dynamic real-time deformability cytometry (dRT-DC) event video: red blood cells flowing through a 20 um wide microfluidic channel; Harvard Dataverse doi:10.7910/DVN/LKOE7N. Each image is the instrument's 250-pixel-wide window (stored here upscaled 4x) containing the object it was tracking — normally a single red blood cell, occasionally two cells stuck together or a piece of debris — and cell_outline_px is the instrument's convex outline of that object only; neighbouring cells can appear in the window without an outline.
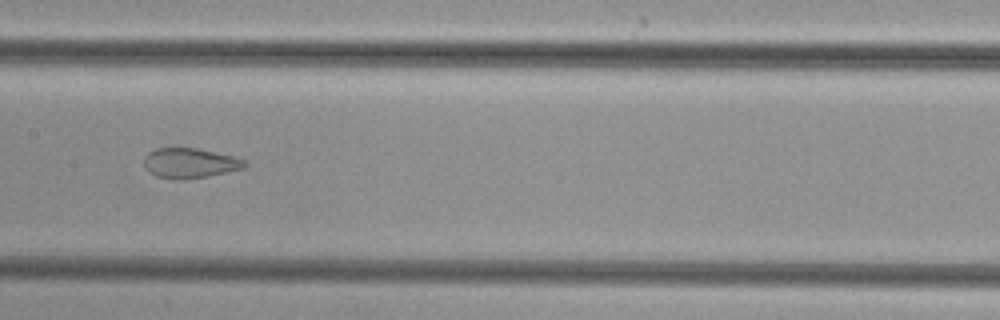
{"species": "common noctule bat (a hibernating species)", "species_latin": "Nyctalus noctula", "temperature_condition": "cold", "stored_images_in_passage": 37, "camera_frame_rate_fps": 3000, "um_per_image_px": 0.085, "animal": {"sex": "female", "body_mass_g": 29.2, "forearm_length_mm": 56.3}, "frame": {"image": 1, "passage_image": 13, "time_ms": 4.0, "image_size_px": [1000, 320], "cell_outline_px": [[248, 164], [244, 168], [208, 176], [184, 180], [176, 180], [156, 176], [148, 172], [144, 168], [144, 156], [148, 152], [156, 148], [196, 148], [232, 156], [244, 160]], "centroid_in_image_um": [16.09, 13.87], "position_along_channel_um": 191.3, "area_um2": 17.69}}
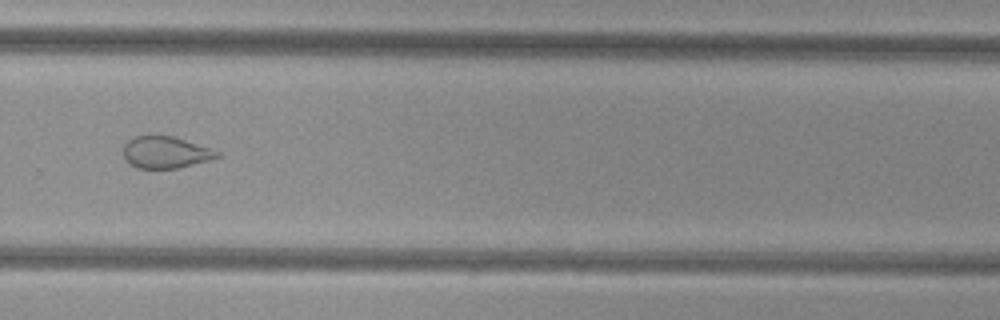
{"frame": {"image": 2, "passage_image": 22, "time_ms": 7.0, "image_size_px": [1000, 320], "cell_outline_px": [[220, 156], [208, 160], [180, 168], [136, 168], [128, 164], [124, 156], [124, 144], [128, 140], [136, 136], [172, 136], [212, 148], [220, 152]], "centroid_in_image_um": [14.07, 12.96], "position_along_channel_um": 315.7, "area_um2": 17.34}}
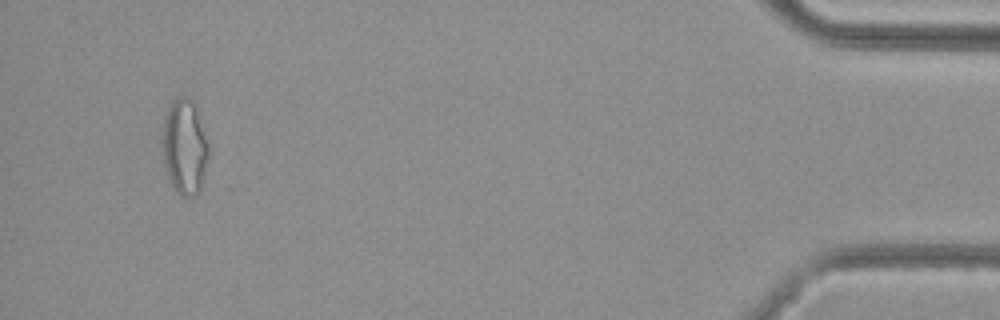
{"frame": {"image": 3, "passage_image": 35, "time_ms": 11.333, "image_size_px": [1000, 320], "cell_outline_px": [[208, 156], [204, 176], [200, 192], [192, 196], [180, 196], [176, 192], [168, 180], [164, 164], [160, 136], [164, 120], [168, 108], [172, 100], [180, 96], [188, 96], [192, 100], [200, 116], [208, 144]], "centroid_in_image_um": [15.66, 12.49], "position_along_channel_um": 419.5, "area_um2": 26.18}}